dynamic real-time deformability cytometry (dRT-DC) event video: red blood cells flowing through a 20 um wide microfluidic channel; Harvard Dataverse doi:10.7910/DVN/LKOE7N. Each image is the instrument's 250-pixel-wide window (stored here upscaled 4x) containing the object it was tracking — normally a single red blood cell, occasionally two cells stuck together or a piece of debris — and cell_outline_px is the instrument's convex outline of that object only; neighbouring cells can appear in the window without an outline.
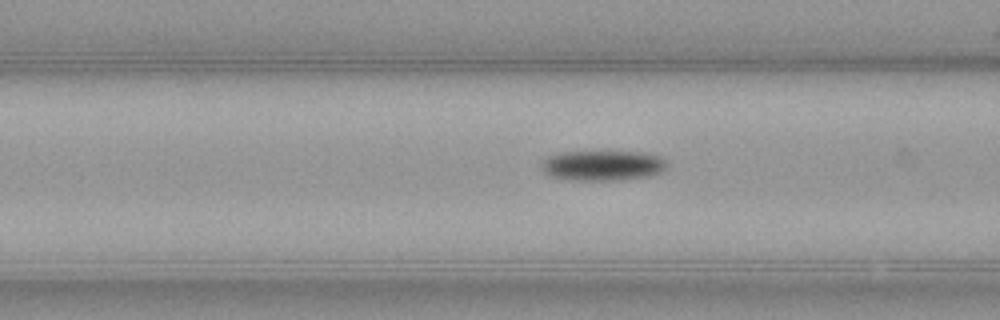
{"species": "common noctule bat (a hibernating species)", "species_latin": "Nyctalus noctula", "temperature_condition": "warm", "stored_images_in_passage": 32, "camera_frame_rate_fps": 3000, "um_per_image_px": 0.085, "animal": {"sex": "female", "body_mass_g": 21.9}, "frame": {"image": 1, "passage_image": 10, "time_ms": 3.0, "image_size_px": [1000, 320], "cell_outline_px": [[668, 164], [660, 172], [648, 176], [620, 180], [576, 180], [552, 176], [544, 172], [544, 160], [552, 156], [564, 152], [644, 152], [660, 156]], "centroid_in_image_um": [51.3, 14.07], "position_along_channel_um": 115.3, "area_um2": 21.56}}
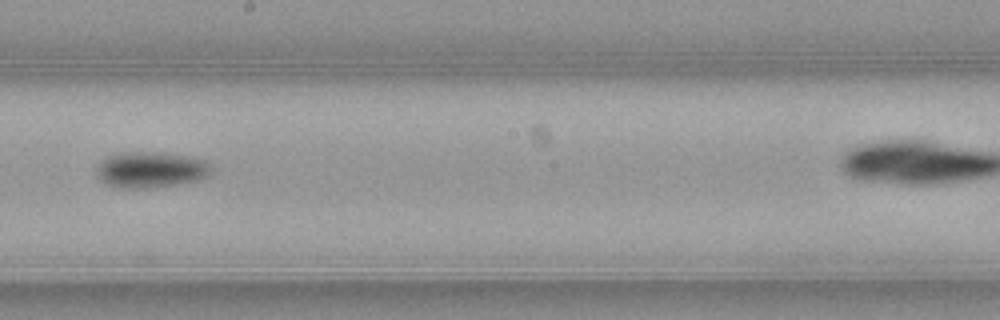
{"frame": {"image": 2, "passage_image": 19, "time_ms": 6.0, "image_size_px": [1000, 320], "cell_outline_px": [[212, 172], [208, 176], [196, 180], [176, 184], [144, 188], [120, 188], [104, 184], [96, 176], [96, 168], [100, 160], [108, 156], [128, 152], [160, 152], [192, 156], [208, 160], [212, 168]], "centroid_in_image_um": [12.81, 14.41], "position_along_channel_um": 235.4, "area_um2": 24.39}}
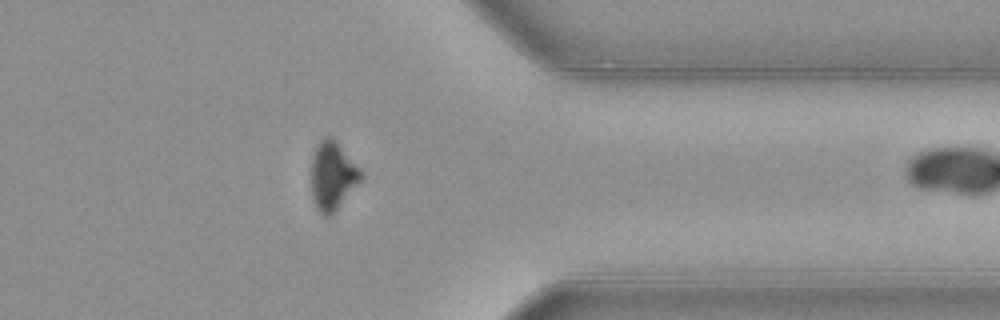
{"frame": {"image": 3, "passage_image": 31, "time_ms": 10.0, "image_size_px": [1000, 320], "cell_outline_px": [[364, 176], [336, 208], [328, 216], [324, 216], [316, 208], [312, 200], [312, 156], [316, 144], [324, 136], [332, 136], [336, 140], [360, 168]], "centroid_in_image_um": [28.25, 14.88], "position_along_channel_um": 383.2, "area_um2": 19.54}}